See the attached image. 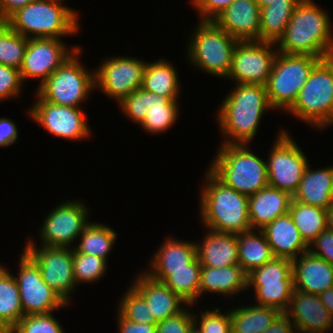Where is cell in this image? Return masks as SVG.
<instances>
[{"label":"cell","instance_id":"cell-14","mask_svg":"<svg viewBox=\"0 0 333 333\" xmlns=\"http://www.w3.org/2000/svg\"><path fill=\"white\" fill-rule=\"evenodd\" d=\"M147 62L131 56L105 58L95 72V89L119 104L125 97L142 87Z\"/></svg>","mask_w":333,"mask_h":333},{"label":"cell","instance_id":"cell-22","mask_svg":"<svg viewBox=\"0 0 333 333\" xmlns=\"http://www.w3.org/2000/svg\"><path fill=\"white\" fill-rule=\"evenodd\" d=\"M294 289L320 295L333 287V266L309 251L292 260Z\"/></svg>","mask_w":333,"mask_h":333},{"label":"cell","instance_id":"cell-34","mask_svg":"<svg viewBox=\"0 0 333 333\" xmlns=\"http://www.w3.org/2000/svg\"><path fill=\"white\" fill-rule=\"evenodd\" d=\"M288 213L308 246L327 228V210L324 208L306 205L292 199Z\"/></svg>","mask_w":333,"mask_h":333},{"label":"cell","instance_id":"cell-40","mask_svg":"<svg viewBox=\"0 0 333 333\" xmlns=\"http://www.w3.org/2000/svg\"><path fill=\"white\" fill-rule=\"evenodd\" d=\"M127 290V291H126ZM117 312L131 322L157 324L144 298L129 285L119 300Z\"/></svg>","mask_w":333,"mask_h":333},{"label":"cell","instance_id":"cell-5","mask_svg":"<svg viewBox=\"0 0 333 333\" xmlns=\"http://www.w3.org/2000/svg\"><path fill=\"white\" fill-rule=\"evenodd\" d=\"M249 146L221 144L208 168L226 186L248 197L268 185L266 161Z\"/></svg>","mask_w":333,"mask_h":333},{"label":"cell","instance_id":"cell-46","mask_svg":"<svg viewBox=\"0 0 333 333\" xmlns=\"http://www.w3.org/2000/svg\"><path fill=\"white\" fill-rule=\"evenodd\" d=\"M190 306V308H189ZM188 305L179 314L157 323L156 333H190L195 327L193 312Z\"/></svg>","mask_w":333,"mask_h":333},{"label":"cell","instance_id":"cell-24","mask_svg":"<svg viewBox=\"0 0 333 333\" xmlns=\"http://www.w3.org/2000/svg\"><path fill=\"white\" fill-rule=\"evenodd\" d=\"M292 199L289 193L269 185L249 196L248 211L251 228L261 230L277 217L287 214Z\"/></svg>","mask_w":333,"mask_h":333},{"label":"cell","instance_id":"cell-2","mask_svg":"<svg viewBox=\"0 0 333 333\" xmlns=\"http://www.w3.org/2000/svg\"><path fill=\"white\" fill-rule=\"evenodd\" d=\"M330 16L314 0H301L283 36L276 43L278 52L320 59L332 57L333 26Z\"/></svg>","mask_w":333,"mask_h":333},{"label":"cell","instance_id":"cell-53","mask_svg":"<svg viewBox=\"0 0 333 333\" xmlns=\"http://www.w3.org/2000/svg\"><path fill=\"white\" fill-rule=\"evenodd\" d=\"M322 304L328 309L333 316V287L325 290L319 295Z\"/></svg>","mask_w":333,"mask_h":333},{"label":"cell","instance_id":"cell-51","mask_svg":"<svg viewBox=\"0 0 333 333\" xmlns=\"http://www.w3.org/2000/svg\"><path fill=\"white\" fill-rule=\"evenodd\" d=\"M261 333H298L291 319L282 312L270 327Z\"/></svg>","mask_w":333,"mask_h":333},{"label":"cell","instance_id":"cell-32","mask_svg":"<svg viewBox=\"0 0 333 333\" xmlns=\"http://www.w3.org/2000/svg\"><path fill=\"white\" fill-rule=\"evenodd\" d=\"M180 101H171L167 97L147 91L146 117L140 126L151 134H160L171 129L180 113Z\"/></svg>","mask_w":333,"mask_h":333},{"label":"cell","instance_id":"cell-16","mask_svg":"<svg viewBox=\"0 0 333 333\" xmlns=\"http://www.w3.org/2000/svg\"><path fill=\"white\" fill-rule=\"evenodd\" d=\"M277 54L276 43L260 40L238 41L227 80L236 84L265 86Z\"/></svg>","mask_w":333,"mask_h":333},{"label":"cell","instance_id":"cell-1","mask_svg":"<svg viewBox=\"0 0 333 333\" xmlns=\"http://www.w3.org/2000/svg\"><path fill=\"white\" fill-rule=\"evenodd\" d=\"M271 109L264 85L235 84L216 113L222 144H250L262 116Z\"/></svg>","mask_w":333,"mask_h":333},{"label":"cell","instance_id":"cell-50","mask_svg":"<svg viewBox=\"0 0 333 333\" xmlns=\"http://www.w3.org/2000/svg\"><path fill=\"white\" fill-rule=\"evenodd\" d=\"M118 333H156L157 324H143L124 319L117 312Z\"/></svg>","mask_w":333,"mask_h":333},{"label":"cell","instance_id":"cell-17","mask_svg":"<svg viewBox=\"0 0 333 333\" xmlns=\"http://www.w3.org/2000/svg\"><path fill=\"white\" fill-rule=\"evenodd\" d=\"M63 39L56 38H31L24 53L20 66L23 83L29 79H38L36 89L81 46L67 48Z\"/></svg>","mask_w":333,"mask_h":333},{"label":"cell","instance_id":"cell-45","mask_svg":"<svg viewBox=\"0 0 333 333\" xmlns=\"http://www.w3.org/2000/svg\"><path fill=\"white\" fill-rule=\"evenodd\" d=\"M23 84L20 70L0 64V103L18 98Z\"/></svg>","mask_w":333,"mask_h":333},{"label":"cell","instance_id":"cell-31","mask_svg":"<svg viewBox=\"0 0 333 333\" xmlns=\"http://www.w3.org/2000/svg\"><path fill=\"white\" fill-rule=\"evenodd\" d=\"M239 266L248 275L274 256L261 230L252 229L237 235Z\"/></svg>","mask_w":333,"mask_h":333},{"label":"cell","instance_id":"cell-3","mask_svg":"<svg viewBox=\"0 0 333 333\" xmlns=\"http://www.w3.org/2000/svg\"><path fill=\"white\" fill-rule=\"evenodd\" d=\"M206 170L199 196V214L204 227L235 235L252 230L248 196L226 186L208 168Z\"/></svg>","mask_w":333,"mask_h":333},{"label":"cell","instance_id":"cell-44","mask_svg":"<svg viewBox=\"0 0 333 333\" xmlns=\"http://www.w3.org/2000/svg\"><path fill=\"white\" fill-rule=\"evenodd\" d=\"M118 108L131 122L140 125L146 117L147 91L136 89L119 103Z\"/></svg>","mask_w":333,"mask_h":333},{"label":"cell","instance_id":"cell-33","mask_svg":"<svg viewBox=\"0 0 333 333\" xmlns=\"http://www.w3.org/2000/svg\"><path fill=\"white\" fill-rule=\"evenodd\" d=\"M118 234L110 226L99 222H90L79 236L73 252L91 254L105 259L116 243Z\"/></svg>","mask_w":333,"mask_h":333},{"label":"cell","instance_id":"cell-48","mask_svg":"<svg viewBox=\"0 0 333 333\" xmlns=\"http://www.w3.org/2000/svg\"><path fill=\"white\" fill-rule=\"evenodd\" d=\"M235 0H189L200 14V21H212Z\"/></svg>","mask_w":333,"mask_h":333},{"label":"cell","instance_id":"cell-30","mask_svg":"<svg viewBox=\"0 0 333 333\" xmlns=\"http://www.w3.org/2000/svg\"><path fill=\"white\" fill-rule=\"evenodd\" d=\"M232 333H261L282 313L274 307L252 303L230 309Z\"/></svg>","mask_w":333,"mask_h":333},{"label":"cell","instance_id":"cell-54","mask_svg":"<svg viewBox=\"0 0 333 333\" xmlns=\"http://www.w3.org/2000/svg\"><path fill=\"white\" fill-rule=\"evenodd\" d=\"M326 224H327V229L333 231V204L330 205L329 208L327 209Z\"/></svg>","mask_w":333,"mask_h":333},{"label":"cell","instance_id":"cell-55","mask_svg":"<svg viewBox=\"0 0 333 333\" xmlns=\"http://www.w3.org/2000/svg\"><path fill=\"white\" fill-rule=\"evenodd\" d=\"M260 8H263L270 4L273 0H255Z\"/></svg>","mask_w":333,"mask_h":333},{"label":"cell","instance_id":"cell-42","mask_svg":"<svg viewBox=\"0 0 333 333\" xmlns=\"http://www.w3.org/2000/svg\"><path fill=\"white\" fill-rule=\"evenodd\" d=\"M14 333H66L54 314L23 316L13 327Z\"/></svg>","mask_w":333,"mask_h":333},{"label":"cell","instance_id":"cell-10","mask_svg":"<svg viewBox=\"0 0 333 333\" xmlns=\"http://www.w3.org/2000/svg\"><path fill=\"white\" fill-rule=\"evenodd\" d=\"M278 132L266 161L268 185L293 197L309 160L289 132L282 128Z\"/></svg>","mask_w":333,"mask_h":333},{"label":"cell","instance_id":"cell-57","mask_svg":"<svg viewBox=\"0 0 333 333\" xmlns=\"http://www.w3.org/2000/svg\"><path fill=\"white\" fill-rule=\"evenodd\" d=\"M190 333H201V332L196 327H194Z\"/></svg>","mask_w":333,"mask_h":333},{"label":"cell","instance_id":"cell-11","mask_svg":"<svg viewBox=\"0 0 333 333\" xmlns=\"http://www.w3.org/2000/svg\"><path fill=\"white\" fill-rule=\"evenodd\" d=\"M89 210L84 202L76 199L56 205L39 227L40 244L73 249V243L76 244V240L90 223Z\"/></svg>","mask_w":333,"mask_h":333},{"label":"cell","instance_id":"cell-9","mask_svg":"<svg viewBox=\"0 0 333 333\" xmlns=\"http://www.w3.org/2000/svg\"><path fill=\"white\" fill-rule=\"evenodd\" d=\"M321 59L309 55H290L278 52L266 87L272 111L287 112L308 80L314 66Z\"/></svg>","mask_w":333,"mask_h":333},{"label":"cell","instance_id":"cell-39","mask_svg":"<svg viewBox=\"0 0 333 333\" xmlns=\"http://www.w3.org/2000/svg\"><path fill=\"white\" fill-rule=\"evenodd\" d=\"M107 263L105 259L98 256L73 252V276L76 286L99 281L107 273Z\"/></svg>","mask_w":333,"mask_h":333},{"label":"cell","instance_id":"cell-56","mask_svg":"<svg viewBox=\"0 0 333 333\" xmlns=\"http://www.w3.org/2000/svg\"><path fill=\"white\" fill-rule=\"evenodd\" d=\"M0 333H14L13 328L0 326Z\"/></svg>","mask_w":333,"mask_h":333},{"label":"cell","instance_id":"cell-52","mask_svg":"<svg viewBox=\"0 0 333 333\" xmlns=\"http://www.w3.org/2000/svg\"><path fill=\"white\" fill-rule=\"evenodd\" d=\"M34 0H0V22H5L13 13Z\"/></svg>","mask_w":333,"mask_h":333},{"label":"cell","instance_id":"cell-27","mask_svg":"<svg viewBox=\"0 0 333 333\" xmlns=\"http://www.w3.org/2000/svg\"><path fill=\"white\" fill-rule=\"evenodd\" d=\"M248 290L247 274L239 265L226 267L201 266L200 298L204 294H220L229 299L235 294Z\"/></svg>","mask_w":333,"mask_h":333},{"label":"cell","instance_id":"cell-28","mask_svg":"<svg viewBox=\"0 0 333 333\" xmlns=\"http://www.w3.org/2000/svg\"><path fill=\"white\" fill-rule=\"evenodd\" d=\"M178 75L176 67L168 60L159 58L157 61L147 62L141 88L171 101H179L181 85Z\"/></svg>","mask_w":333,"mask_h":333},{"label":"cell","instance_id":"cell-38","mask_svg":"<svg viewBox=\"0 0 333 333\" xmlns=\"http://www.w3.org/2000/svg\"><path fill=\"white\" fill-rule=\"evenodd\" d=\"M28 39L0 22V64L20 70Z\"/></svg>","mask_w":333,"mask_h":333},{"label":"cell","instance_id":"cell-23","mask_svg":"<svg viewBox=\"0 0 333 333\" xmlns=\"http://www.w3.org/2000/svg\"><path fill=\"white\" fill-rule=\"evenodd\" d=\"M206 230L203 239L195 241L201 266L218 268L239 265L237 235Z\"/></svg>","mask_w":333,"mask_h":333},{"label":"cell","instance_id":"cell-8","mask_svg":"<svg viewBox=\"0 0 333 333\" xmlns=\"http://www.w3.org/2000/svg\"><path fill=\"white\" fill-rule=\"evenodd\" d=\"M82 47L69 56L35 91L45 101L57 105L82 107L95 89L94 68L80 62Z\"/></svg>","mask_w":333,"mask_h":333},{"label":"cell","instance_id":"cell-49","mask_svg":"<svg viewBox=\"0 0 333 333\" xmlns=\"http://www.w3.org/2000/svg\"><path fill=\"white\" fill-rule=\"evenodd\" d=\"M13 120L5 117L0 118V147H8L18 141L19 130Z\"/></svg>","mask_w":333,"mask_h":333},{"label":"cell","instance_id":"cell-4","mask_svg":"<svg viewBox=\"0 0 333 333\" xmlns=\"http://www.w3.org/2000/svg\"><path fill=\"white\" fill-rule=\"evenodd\" d=\"M63 0H34L13 13L5 23L27 39L56 38L78 34L79 13Z\"/></svg>","mask_w":333,"mask_h":333},{"label":"cell","instance_id":"cell-41","mask_svg":"<svg viewBox=\"0 0 333 333\" xmlns=\"http://www.w3.org/2000/svg\"><path fill=\"white\" fill-rule=\"evenodd\" d=\"M280 280H293L291 259L273 257L247 275V283H272Z\"/></svg>","mask_w":333,"mask_h":333},{"label":"cell","instance_id":"cell-19","mask_svg":"<svg viewBox=\"0 0 333 333\" xmlns=\"http://www.w3.org/2000/svg\"><path fill=\"white\" fill-rule=\"evenodd\" d=\"M212 21L239 41L260 40V7L255 0H235Z\"/></svg>","mask_w":333,"mask_h":333},{"label":"cell","instance_id":"cell-18","mask_svg":"<svg viewBox=\"0 0 333 333\" xmlns=\"http://www.w3.org/2000/svg\"><path fill=\"white\" fill-rule=\"evenodd\" d=\"M298 333H327L333 331V316L318 295L293 290L288 309L284 312Z\"/></svg>","mask_w":333,"mask_h":333},{"label":"cell","instance_id":"cell-26","mask_svg":"<svg viewBox=\"0 0 333 333\" xmlns=\"http://www.w3.org/2000/svg\"><path fill=\"white\" fill-rule=\"evenodd\" d=\"M309 164L293 200L327 210L333 204V165L313 170Z\"/></svg>","mask_w":333,"mask_h":333},{"label":"cell","instance_id":"cell-29","mask_svg":"<svg viewBox=\"0 0 333 333\" xmlns=\"http://www.w3.org/2000/svg\"><path fill=\"white\" fill-rule=\"evenodd\" d=\"M301 0H273L260 8V41L277 43Z\"/></svg>","mask_w":333,"mask_h":333},{"label":"cell","instance_id":"cell-35","mask_svg":"<svg viewBox=\"0 0 333 333\" xmlns=\"http://www.w3.org/2000/svg\"><path fill=\"white\" fill-rule=\"evenodd\" d=\"M24 316L20 292L14 274L0 269V326L13 328Z\"/></svg>","mask_w":333,"mask_h":333},{"label":"cell","instance_id":"cell-15","mask_svg":"<svg viewBox=\"0 0 333 333\" xmlns=\"http://www.w3.org/2000/svg\"><path fill=\"white\" fill-rule=\"evenodd\" d=\"M15 277L20 292L24 316L48 314L68 307L59 294L42 279L36 262L23 250Z\"/></svg>","mask_w":333,"mask_h":333},{"label":"cell","instance_id":"cell-13","mask_svg":"<svg viewBox=\"0 0 333 333\" xmlns=\"http://www.w3.org/2000/svg\"><path fill=\"white\" fill-rule=\"evenodd\" d=\"M35 97L37 100L28 109V115L49 134L70 141H81L91 137L92 127H89L83 107L49 103L36 92Z\"/></svg>","mask_w":333,"mask_h":333},{"label":"cell","instance_id":"cell-47","mask_svg":"<svg viewBox=\"0 0 333 333\" xmlns=\"http://www.w3.org/2000/svg\"><path fill=\"white\" fill-rule=\"evenodd\" d=\"M308 251L333 266V231L325 229L308 246Z\"/></svg>","mask_w":333,"mask_h":333},{"label":"cell","instance_id":"cell-36","mask_svg":"<svg viewBox=\"0 0 333 333\" xmlns=\"http://www.w3.org/2000/svg\"><path fill=\"white\" fill-rule=\"evenodd\" d=\"M200 274L201 264L196 258L190 263V269L170 270L162 282L189 305H194L200 299Z\"/></svg>","mask_w":333,"mask_h":333},{"label":"cell","instance_id":"cell-7","mask_svg":"<svg viewBox=\"0 0 333 333\" xmlns=\"http://www.w3.org/2000/svg\"><path fill=\"white\" fill-rule=\"evenodd\" d=\"M188 40L186 58L189 64L214 77L227 78L234 49L239 40L213 21H198Z\"/></svg>","mask_w":333,"mask_h":333},{"label":"cell","instance_id":"cell-6","mask_svg":"<svg viewBox=\"0 0 333 333\" xmlns=\"http://www.w3.org/2000/svg\"><path fill=\"white\" fill-rule=\"evenodd\" d=\"M287 113L319 130L333 126V56L314 66Z\"/></svg>","mask_w":333,"mask_h":333},{"label":"cell","instance_id":"cell-12","mask_svg":"<svg viewBox=\"0 0 333 333\" xmlns=\"http://www.w3.org/2000/svg\"><path fill=\"white\" fill-rule=\"evenodd\" d=\"M28 238L24 251L38 265L43 281L67 303L77 286L73 276V249L55 246L35 245Z\"/></svg>","mask_w":333,"mask_h":333},{"label":"cell","instance_id":"cell-21","mask_svg":"<svg viewBox=\"0 0 333 333\" xmlns=\"http://www.w3.org/2000/svg\"><path fill=\"white\" fill-rule=\"evenodd\" d=\"M160 248L153 253L150 267L144 272L157 281H163L170 270L190 269V263L197 258L196 243L192 240H178L166 237Z\"/></svg>","mask_w":333,"mask_h":333},{"label":"cell","instance_id":"cell-37","mask_svg":"<svg viewBox=\"0 0 333 333\" xmlns=\"http://www.w3.org/2000/svg\"><path fill=\"white\" fill-rule=\"evenodd\" d=\"M248 290L254 289L255 304L274 307L285 312L294 290L293 280H280L272 283H247ZM251 287V288H250ZM250 288V289H249Z\"/></svg>","mask_w":333,"mask_h":333},{"label":"cell","instance_id":"cell-43","mask_svg":"<svg viewBox=\"0 0 333 333\" xmlns=\"http://www.w3.org/2000/svg\"><path fill=\"white\" fill-rule=\"evenodd\" d=\"M200 312V314L193 312V316L195 327L201 333H232L230 310L223 314L220 308L215 307Z\"/></svg>","mask_w":333,"mask_h":333},{"label":"cell","instance_id":"cell-20","mask_svg":"<svg viewBox=\"0 0 333 333\" xmlns=\"http://www.w3.org/2000/svg\"><path fill=\"white\" fill-rule=\"evenodd\" d=\"M130 285L144 298L157 322L182 312L189 304L163 282L151 278L144 271Z\"/></svg>","mask_w":333,"mask_h":333},{"label":"cell","instance_id":"cell-25","mask_svg":"<svg viewBox=\"0 0 333 333\" xmlns=\"http://www.w3.org/2000/svg\"><path fill=\"white\" fill-rule=\"evenodd\" d=\"M261 231L274 257L293 260L308 251V245L302 239L289 213L277 217L273 222L265 225Z\"/></svg>","mask_w":333,"mask_h":333}]
</instances>
